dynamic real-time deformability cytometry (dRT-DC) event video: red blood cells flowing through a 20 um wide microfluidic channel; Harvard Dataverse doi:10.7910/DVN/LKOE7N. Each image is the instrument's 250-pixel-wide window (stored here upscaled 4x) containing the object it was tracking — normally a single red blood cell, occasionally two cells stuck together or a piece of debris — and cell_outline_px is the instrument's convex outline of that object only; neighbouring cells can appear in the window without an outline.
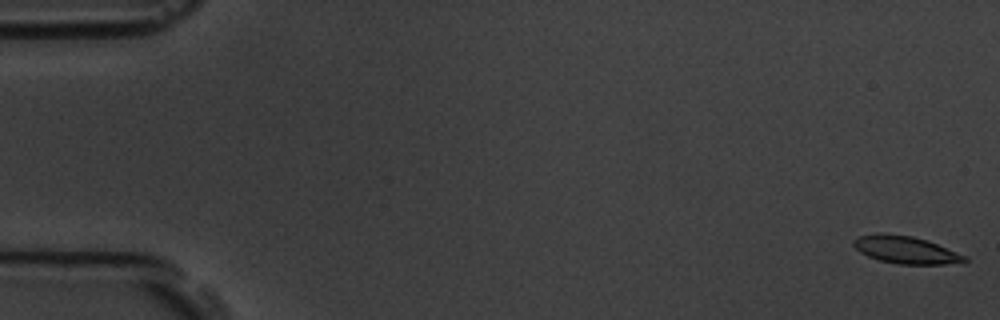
{"species": "common noctule bat (a hibernating species)", "species_latin": "Nyctalus noctula", "temperature_condition": "room temperature", "stored_images_in_passage": 6, "camera_frame_rate_fps": 3000, "um_per_image_px": 0.085, "animal": {"sex": "male", "body_mass_g": 19.5, "forearm_length_mm": 54.6}, "frame": {"image": 1, "passage_image": 1, "time_ms": 0.0, "image_size_px": [1000, 320], "cell_outline_px": [[968, 260], [964, 264], [900, 264], [880, 260], [868, 256], [860, 252], [852, 244], [852, 240], [860, 236], [880, 232], [912, 236], [928, 240], [968, 256]], "centroid_in_image_um": [77.05, 21.24], "position_along_channel_um": 8.0, "area_um2": 18.03}}
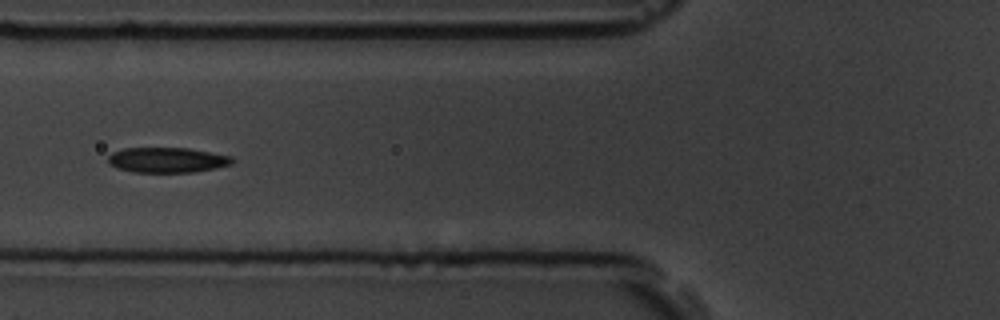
{"frame": {"image": 2, "passage_image": 6, "time_ms": 6.667, "image_size_px": [1000, 320], "cell_outline_px": [[236, 160], [232, 164], [216, 168], [192, 172], [132, 172], [116, 168], [108, 164], [108, 156], [112, 152], [124, 148], [188, 148], [232, 156]], "centroid_in_image_um": [14.21, 13.6], "position_along_channel_um": 111.6, "area_um2": 18.38}}